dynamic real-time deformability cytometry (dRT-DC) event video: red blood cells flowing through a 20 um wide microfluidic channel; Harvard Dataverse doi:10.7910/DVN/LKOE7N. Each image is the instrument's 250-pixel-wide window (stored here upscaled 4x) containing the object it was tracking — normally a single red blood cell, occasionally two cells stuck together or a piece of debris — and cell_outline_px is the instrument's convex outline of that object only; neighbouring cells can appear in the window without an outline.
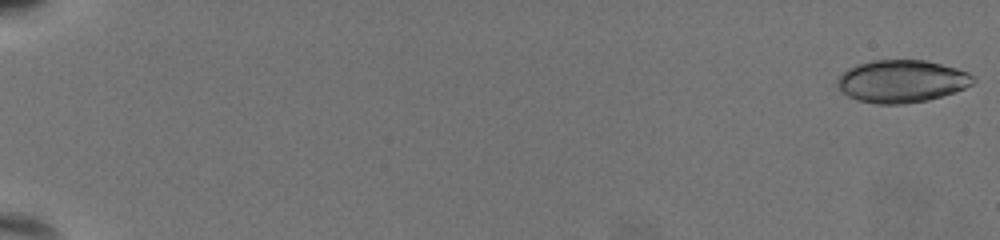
{"species": "common noctule bat (a hibernating species)", "species_latin": "Nyctalus noctula", "temperature_condition": "warm", "stored_images_in_passage": 59, "camera_frame_rate_fps": 3000, "um_per_image_px": 0.085, "animal": {"sex": "female", "body_mass_g": 19.5, "forearm_length_mm": 54.1}, "frame": {"image": 1, "passage_image": 1, "time_ms": 0.0, "image_size_px": [1000, 240], "cell_outline_px": [[976, 80], [972, 84], [964, 88], [928, 100], [900, 104], [876, 104], [856, 100], [848, 96], [840, 88], [840, 76], [848, 68], [860, 64], [876, 60], [924, 60], [956, 68], [968, 72]], "centroid_in_image_um": [76.67, 6.91], "position_along_channel_um": 8.3, "area_um2": 33.06}}
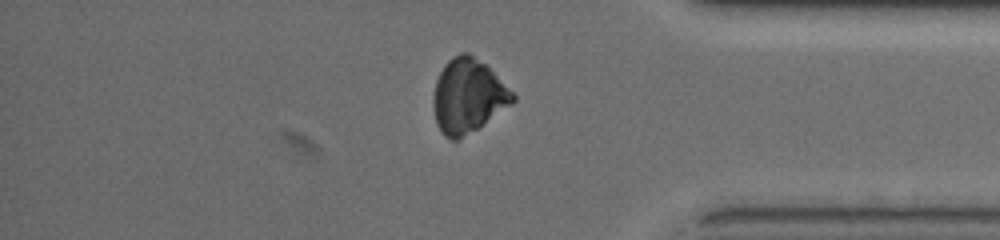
{"frame": {"image": 2, "passage_image": 51, "time_ms": 16.667, "image_size_px": [1000, 240], "cell_outline_px": [[516, 100], [512, 104], [460, 140], [452, 140], [436, 124], [432, 104], [432, 100], [436, 80], [444, 64], [452, 56], [460, 52], [468, 52], [484, 64], [516, 96]], "centroid_in_image_um": [39.75, 8.16], "position_along_channel_um": 395.5, "area_um2": 33.87}}
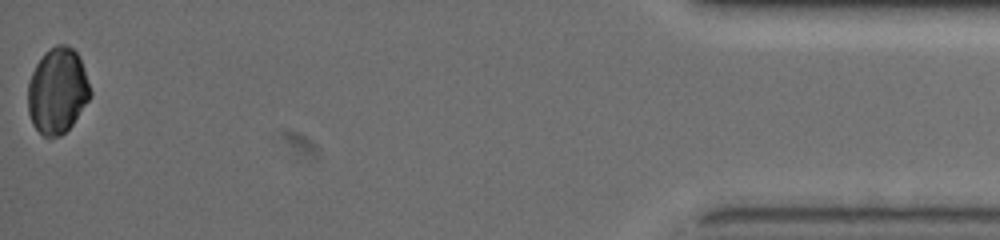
{"frame": {"image": 3, "passage_image": 59, "time_ms": 19.333, "image_size_px": [1000, 240], "cell_outline_px": [[92, 96], [72, 124], [60, 136], [48, 140], [32, 124], [28, 112], [28, 84], [32, 72], [36, 64], [44, 52], [56, 44], [68, 44], [80, 56], [92, 92]], "centroid_in_image_um": [4.89, 7.72], "position_along_channel_um": 430.3, "area_um2": 31.5}}